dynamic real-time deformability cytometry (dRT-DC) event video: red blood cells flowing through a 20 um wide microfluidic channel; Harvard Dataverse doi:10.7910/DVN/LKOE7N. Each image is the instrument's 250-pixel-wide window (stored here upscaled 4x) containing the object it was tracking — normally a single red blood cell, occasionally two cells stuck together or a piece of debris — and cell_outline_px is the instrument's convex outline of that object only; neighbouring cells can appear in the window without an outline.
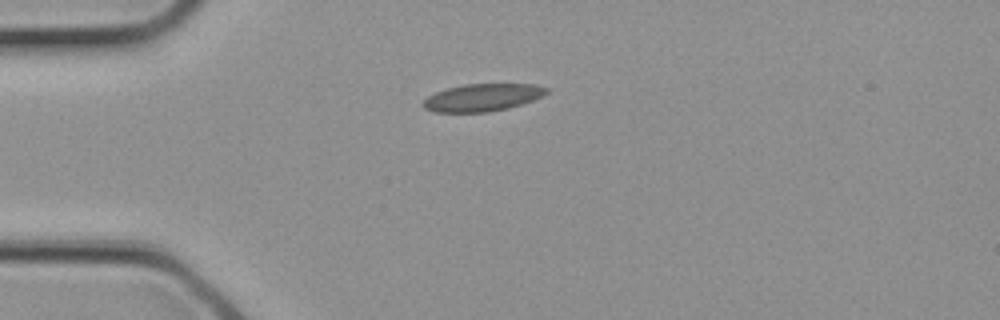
{"species": "common noctule bat (a hibernating species)", "species_latin": "Nyctalus noctula", "temperature_condition": "cold", "stored_images_in_passage": 2, "camera_frame_rate_fps": 3000, "um_per_image_px": 0.085, "animal": {"sex": "female", "body_mass_g": 21.9}, "frame": {"image": 1, "passage_image": 2, "time_ms": 0.333, "image_size_px": [1000, 320], "cell_outline_px": [[548, 92], [532, 100], [508, 108], [488, 112], [436, 112], [424, 108], [420, 104], [428, 96], [436, 92], [448, 88], [464, 84], [536, 84], [548, 88]], "centroid_in_image_um": [40.98, 8.28], "position_along_channel_um": 44.0, "area_um2": 19.59}}